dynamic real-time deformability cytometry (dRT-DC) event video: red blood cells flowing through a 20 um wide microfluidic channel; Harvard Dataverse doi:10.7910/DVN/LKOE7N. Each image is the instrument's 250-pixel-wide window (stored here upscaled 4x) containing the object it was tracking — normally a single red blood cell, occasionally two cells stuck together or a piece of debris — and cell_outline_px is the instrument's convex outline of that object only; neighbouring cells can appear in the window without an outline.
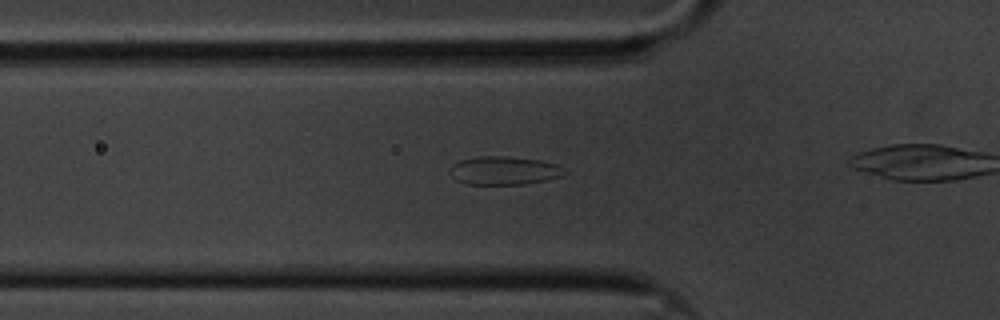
{"species": "common noctule bat (a hibernating species)", "species_latin": "Nyctalus noctula", "temperature_condition": "cold", "stored_images_in_passage": 45, "camera_frame_rate_fps": 3000, "um_per_image_px": 0.085, "animal": {"sex": "male", "body_mass_g": 20.1, "forearm_length_mm": 53.5}, "frame": {"image": 1, "passage_image": 18, "time_ms": 5.667, "image_size_px": [1000, 320], "cell_outline_px": [[568, 172], [564, 176], [524, 184], [464, 184], [456, 180], [448, 172], [452, 164], [460, 160], [480, 156], [508, 156], [540, 160], [560, 164], [568, 168]], "centroid_in_image_um": [42.9, 14.49], "position_along_channel_um": 82.9, "area_um2": 19.36}}
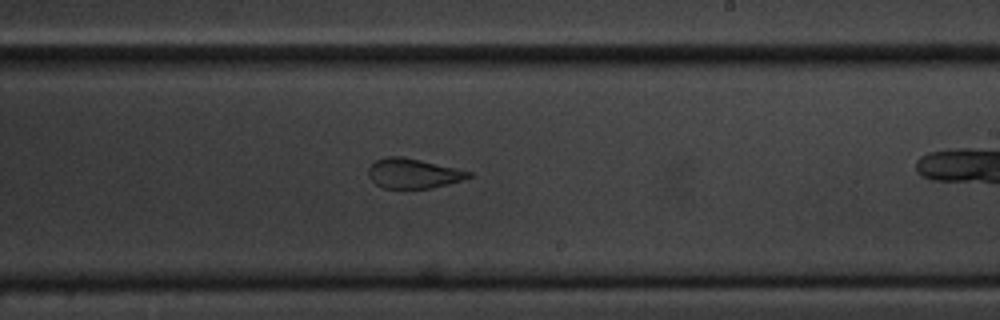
{"frame": {"image": 2, "passage_image": 33, "time_ms": 10.667, "image_size_px": [1000, 320], "cell_outline_px": [[472, 176], [448, 184], [432, 188], [384, 188], [376, 184], [368, 176], [368, 168], [376, 160], [388, 156], [400, 156], [420, 160], [456, 168], [472, 172]], "centroid_in_image_um": [35.11, 14.74], "position_along_channel_um": 253.9, "area_um2": 17.22}}
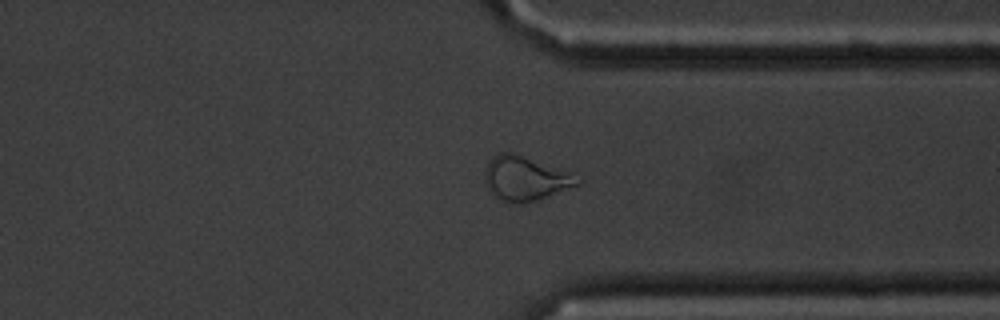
{"frame": {"image": 3, "passage_image": 43, "time_ms": 14.0, "image_size_px": [1000, 320], "cell_outline_px": [[584, 180], [580, 184], [540, 200], [504, 200], [492, 196], [488, 192], [484, 176], [484, 172], [488, 164], [500, 152], [512, 152], [572, 172]], "centroid_in_image_um": [44.71, 15.15], "position_along_channel_um": 366.7, "area_um2": 23.64}}